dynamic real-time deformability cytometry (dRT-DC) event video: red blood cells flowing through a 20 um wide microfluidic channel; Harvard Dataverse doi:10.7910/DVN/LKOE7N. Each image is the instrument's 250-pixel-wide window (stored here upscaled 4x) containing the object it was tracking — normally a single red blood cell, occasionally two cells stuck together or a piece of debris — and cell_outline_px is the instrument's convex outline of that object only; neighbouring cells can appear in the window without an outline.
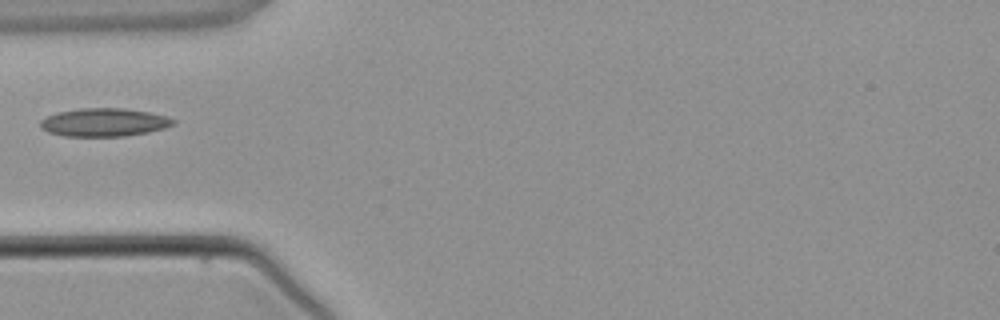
{"species": "common noctule bat (a hibernating species)", "species_latin": "Nyctalus noctula", "temperature_condition": "warm", "stored_images_in_passage": 4, "camera_frame_rate_fps": 3000, "um_per_image_px": 0.085, "animal": {"sex": "male", "body_mass_g": 21.5, "forearm_length_mm": 52.0}, "frame": {"image": 1, "passage_image": 4, "time_ms": 3.333, "image_size_px": [1000, 320], "cell_outline_px": [[176, 124], [164, 128], [148, 132], [124, 136], [64, 136], [48, 132], [40, 128], [40, 120], [56, 112], [80, 108], [124, 108], [148, 112], [168, 116], [176, 120]], "centroid_in_image_um": [8.85, 10.39], "position_along_channel_um": 76.1, "area_um2": 21.96}}